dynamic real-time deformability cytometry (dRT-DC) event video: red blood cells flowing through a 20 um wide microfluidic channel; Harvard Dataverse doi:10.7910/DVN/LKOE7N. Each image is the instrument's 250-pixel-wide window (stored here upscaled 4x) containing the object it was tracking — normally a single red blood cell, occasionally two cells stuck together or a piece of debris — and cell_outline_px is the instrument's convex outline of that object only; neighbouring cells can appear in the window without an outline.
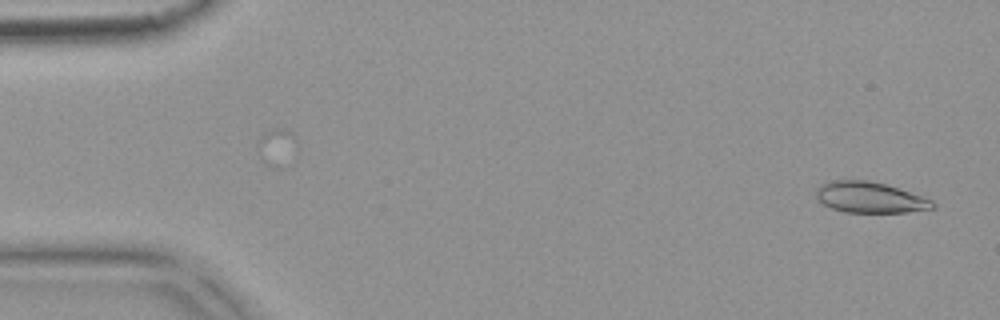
{"species": "common noctule bat (a hibernating species)", "species_latin": "Nyctalus noctula", "temperature_condition": "warm", "stored_images_in_passage": 2, "camera_frame_rate_fps": 3000, "um_per_image_px": 0.085, "animal": {"sex": "female", "body_mass_g": 18.4}, "frame": {"image": 1, "passage_image": 2, "time_ms": 0.333, "image_size_px": [1000, 320], "cell_outline_px": [[936, 208], [908, 212], [844, 212], [832, 208], [824, 204], [816, 196], [816, 188], [820, 184], [832, 180], [868, 180], [888, 184], [932, 200], [936, 204]], "centroid_in_image_um": [73.95, 16.77], "position_along_channel_um": 11.0, "area_um2": 21.04}}